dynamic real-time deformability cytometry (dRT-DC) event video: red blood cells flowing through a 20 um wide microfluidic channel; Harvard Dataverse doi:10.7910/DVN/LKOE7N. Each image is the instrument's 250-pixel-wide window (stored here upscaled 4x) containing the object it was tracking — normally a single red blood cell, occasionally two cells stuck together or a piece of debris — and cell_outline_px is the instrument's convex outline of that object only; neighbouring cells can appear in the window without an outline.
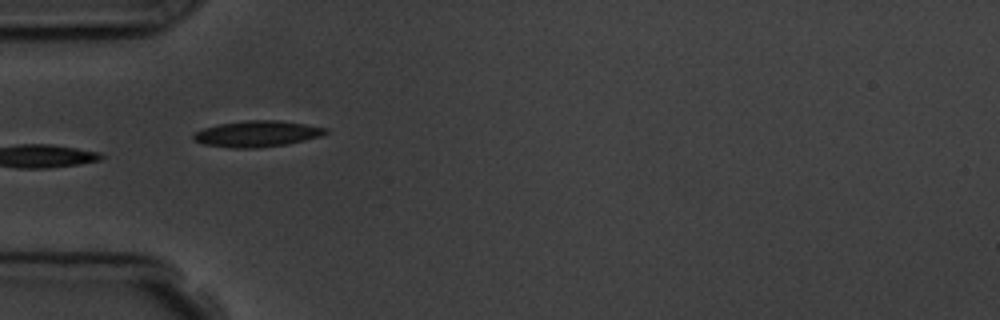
{"species": "common noctule bat (a hibernating species)", "species_latin": "Nyctalus noctula", "temperature_condition": "room temperature", "stored_images_in_passage": 7, "camera_frame_rate_fps": 3000, "um_per_image_px": 0.085, "animal": {"sex": "male", "body_mass_g": 19.5, "forearm_length_mm": 54.6}, "frame": {"image": 1, "passage_image": 6, "time_ms": 5.667, "image_size_px": [1000, 320], "cell_outline_px": [[328, 132], [320, 136], [288, 144], [256, 148], [232, 148], [204, 144], [192, 140], [192, 136], [196, 132], [204, 128], [220, 124], [248, 120], [276, 120], [304, 124], [328, 128]], "centroid_in_image_um": [21.84, 11.38], "position_along_channel_um": 63.2, "area_um2": 19.94}}